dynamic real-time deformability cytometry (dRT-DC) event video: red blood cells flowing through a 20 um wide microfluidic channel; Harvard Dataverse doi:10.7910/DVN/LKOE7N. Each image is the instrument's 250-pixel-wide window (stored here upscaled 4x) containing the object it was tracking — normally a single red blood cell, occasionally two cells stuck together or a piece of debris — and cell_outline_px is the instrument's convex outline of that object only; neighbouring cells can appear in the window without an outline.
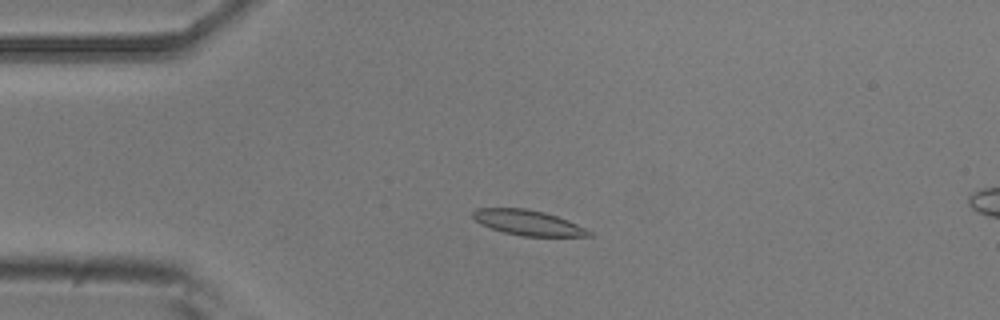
{"species": "common noctule bat (a hibernating species)", "species_latin": "Nyctalus noctula", "temperature_condition": "room temperature", "stored_images_in_passage": 44, "camera_frame_rate_fps": 3000, "um_per_image_px": 0.085, "animal": {"sex": "male", "body_mass_g": 20.5, "forearm_length_mm": 52.5}, "frame": {"image": 1, "passage_image": 4, "time_ms": 1.0, "image_size_px": [1000, 320], "cell_outline_px": [[592, 236], [520, 236], [504, 232], [480, 224], [472, 220], [472, 212], [476, 208], [524, 208], [544, 212], [568, 220], [592, 232]], "centroid_in_image_um": [44.82, 18.92], "position_along_channel_um": 40.2, "area_um2": 16.99}}
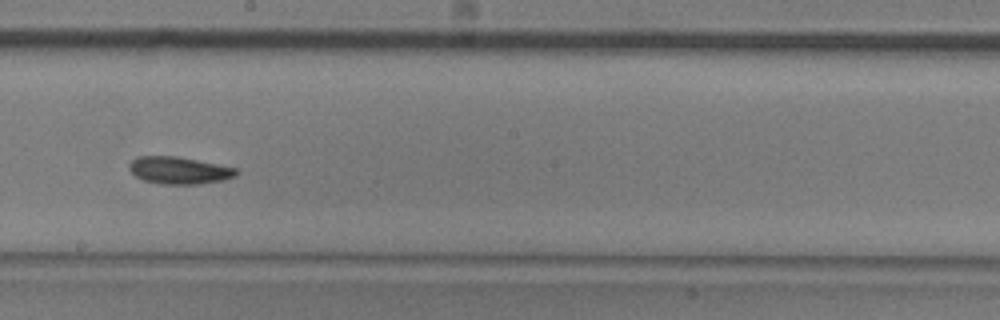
{"frame": {"image": 2, "passage_image": 21, "time_ms": 6.667, "image_size_px": [1000, 320], "cell_outline_px": [[240, 172], [236, 176], [224, 180], [200, 184], [164, 184], [144, 180], [136, 176], [128, 168], [128, 164], [136, 156], [176, 156], [236, 168]], "centroid_in_image_um": [15.23, 14.48], "position_along_channel_um": 233.0, "area_um2": 16.94}}
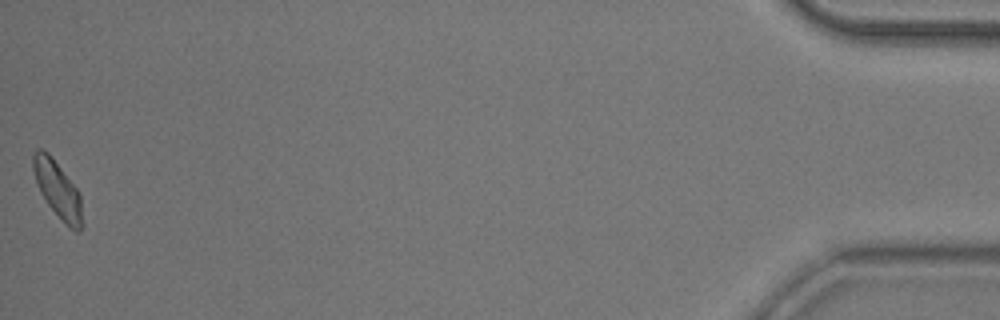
{"frame": {"image": 3, "passage_image": 44, "time_ms": 14.333, "image_size_px": [1000, 320], "cell_outline_px": [[84, 224], [80, 232], [76, 232], [68, 228], [48, 204], [40, 192], [32, 168], [32, 156], [36, 148], [40, 148], [48, 152], [52, 156], [80, 192]], "centroid_in_image_um": [4.94, 16.14], "position_along_channel_um": 430.3, "area_um2": 16.65}, "authors_computed_cell_mechanics": {"area_um2": 16.6753, "velocity_mm_per_s": 3.8594, "shape_relaxation_time_tau1_ms": 4.7073, "shape_relaxation_time_tau2_ms": 9.6462, "deformation_change_tau1": 0.1464, "deformation_change_tau2": 0.1481}}